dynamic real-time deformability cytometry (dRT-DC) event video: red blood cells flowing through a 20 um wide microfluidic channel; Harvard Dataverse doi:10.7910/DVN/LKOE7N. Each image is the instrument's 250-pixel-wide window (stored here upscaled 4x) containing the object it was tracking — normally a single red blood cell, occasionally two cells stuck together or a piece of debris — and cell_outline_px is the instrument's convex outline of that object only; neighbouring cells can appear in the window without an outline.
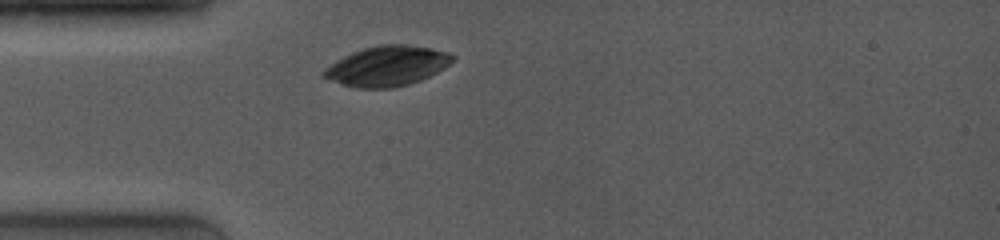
{"species": "common noctule bat (a hibernating species)", "species_latin": "Nyctalus noctula", "temperature_condition": "room temperature", "stored_images_in_passage": 3, "camera_frame_rate_fps": 4000, "um_per_image_px": 0.085, "animal": {"sex": "female", "body_mass_g": 19.0, "forearm_length_mm": 53.3}, "frame": {"image": 1, "passage_image": 1, "time_ms": 0.0, "image_size_px": [1000, 240], "cell_outline_px": [[456, 56], [444, 68], [420, 80], [408, 84], [392, 88], [356, 88], [320, 76], [320, 72], [324, 68], [336, 60], [352, 52], [364, 48], [380, 44], [404, 44], [428, 48], [448, 52]], "centroid_in_image_um": [32.86, 5.61], "position_along_channel_um": 52.1, "area_um2": 29.82}}
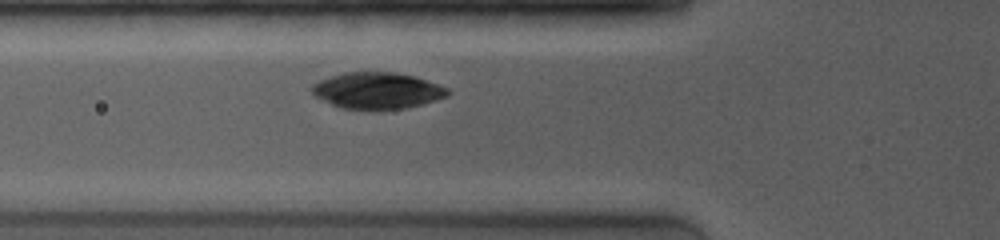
{"frame": {"image": 2, "passage_image": 3, "time_ms": 1.25, "image_size_px": [1000, 240], "cell_outline_px": [[452, 92], [448, 96], [424, 104], [404, 108], [344, 108], [332, 104], [316, 96], [312, 92], [312, 84], [320, 80], [344, 72], [396, 72], [412, 76], [448, 88]], "centroid_in_image_um": [32.09, 7.68], "position_along_channel_um": 93.7, "area_um2": 28.21}}